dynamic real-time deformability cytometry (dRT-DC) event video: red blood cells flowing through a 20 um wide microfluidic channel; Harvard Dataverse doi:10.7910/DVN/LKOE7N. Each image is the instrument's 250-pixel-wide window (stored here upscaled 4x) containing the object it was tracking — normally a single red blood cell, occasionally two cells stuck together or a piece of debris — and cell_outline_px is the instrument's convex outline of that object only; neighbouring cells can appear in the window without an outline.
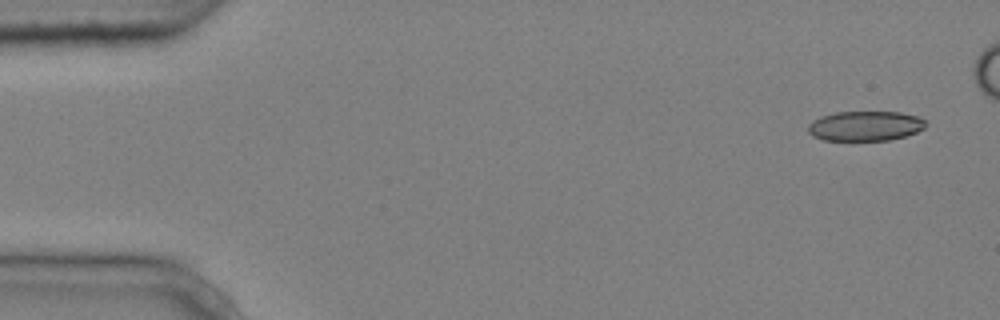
{"species": "common noctule bat (a hibernating species)", "species_latin": "Nyctalus noctula", "temperature_condition": "cold", "stored_images_in_passage": 7, "camera_frame_rate_fps": 3000, "um_per_image_px": 0.085, "animal": {"sex": "male", "body_mass_g": 20.4}, "frame": {"image": 1, "passage_image": 1, "time_ms": 0.0, "image_size_px": [1000, 320], "cell_outline_px": [[924, 128], [916, 132], [904, 136], [888, 140], [824, 140], [812, 136], [808, 132], [808, 124], [812, 120], [836, 112], [900, 112], [916, 116], [924, 120]], "centroid_in_image_um": [73.51, 10.71], "position_along_channel_um": 11.5, "area_um2": 20.23}}